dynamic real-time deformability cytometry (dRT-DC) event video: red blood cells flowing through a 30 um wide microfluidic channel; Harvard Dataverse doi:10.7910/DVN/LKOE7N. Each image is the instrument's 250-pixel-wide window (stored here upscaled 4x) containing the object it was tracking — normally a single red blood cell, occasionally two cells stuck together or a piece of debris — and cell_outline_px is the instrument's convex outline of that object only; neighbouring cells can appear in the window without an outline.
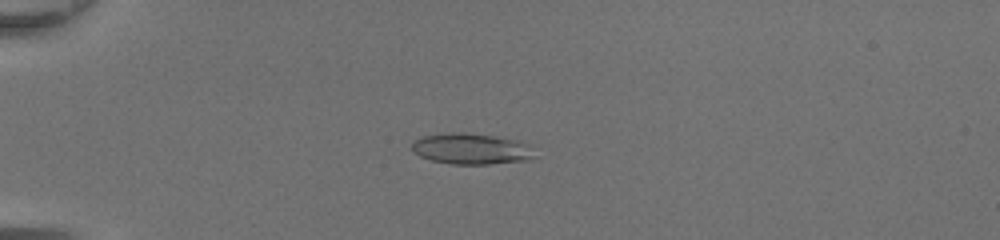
{"species": "common noctule bat (a hibernating species)", "species_latin": "Nyctalus noctula", "temperature_condition": "room temperature", "stored_images_in_passage": 49, "camera_frame_rate_fps": 3000, "um_per_image_px": 0.085, "animal": {"sex": "female", "body_mass_g": 20.0, "forearm_length_mm": 54.0}, "frame": {"image": 1, "passage_image": 15, "time_ms": 4.667, "image_size_px": [1000, 240], "cell_outline_px": [[536, 156], [532, 160], [488, 164], [452, 164], [432, 160], [420, 156], [412, 152], [412, 140], [420, 136], [448, 132], [464, 132], [496, 136], [520, 140], [528, 144]], "centroid_in_image_um": [40.06, 12.64], "position_along_channel_um": 44.9, "area_um2": 22.6}}
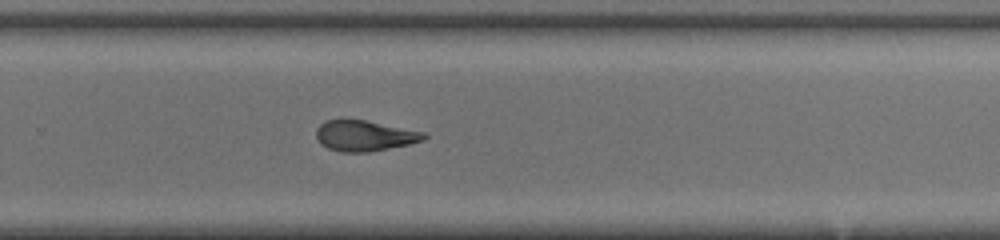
{"frame": {"image": 2, "passage_image": 35, "time_ms": 11.333, "image_size_px": [1000, 240], "cell_outline_px": [[428, 136], [424, 140], [408, 144], [368, 152], [340, 152], [328, 148], [316, 136], [316, 128], [324, 120], [344, 116], [424, 132]], "centroid_in_image_um": [30.93, 11.49], "position_along_channel_um": 298.9, "area_um2": 19.48}}
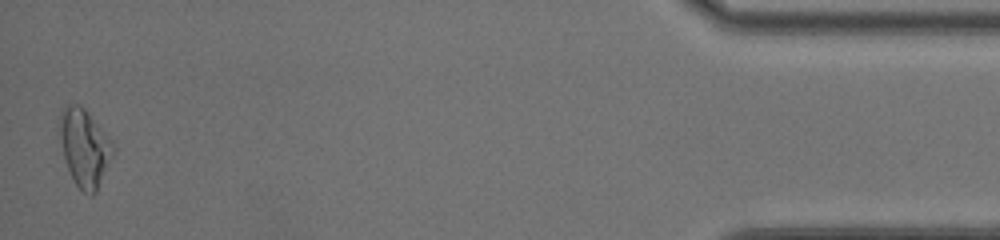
{"frame": {"image": 3, "passage_image": 49, "time_ms": 16.0, "image_size_px": [1000, 240], "cell_outline_px": [[112, 152], [96, 192], [92, 196], [88, 196], [76, 184], [68, 168], [64, 156], [56, 128], [56, 124], [60, 112], [68, 104], [80, 104], [88, 112], [112, 140]], "centroid_in_image_um": [7.11, 12.49], "position_along_channel_um": 428.1, "area_um2": 23.93}, "authors_computed_cell_mechanics": {"area_um2": 21.1548, "velocity_mm_per_s": 4.4065, "shape_relaxation_time_tau1_ms": null, "shape_relaxation_time_tau2_ms": 2.3276, "deformation_change_tau1": null, "deformation_change_tau2": 0.0973}}